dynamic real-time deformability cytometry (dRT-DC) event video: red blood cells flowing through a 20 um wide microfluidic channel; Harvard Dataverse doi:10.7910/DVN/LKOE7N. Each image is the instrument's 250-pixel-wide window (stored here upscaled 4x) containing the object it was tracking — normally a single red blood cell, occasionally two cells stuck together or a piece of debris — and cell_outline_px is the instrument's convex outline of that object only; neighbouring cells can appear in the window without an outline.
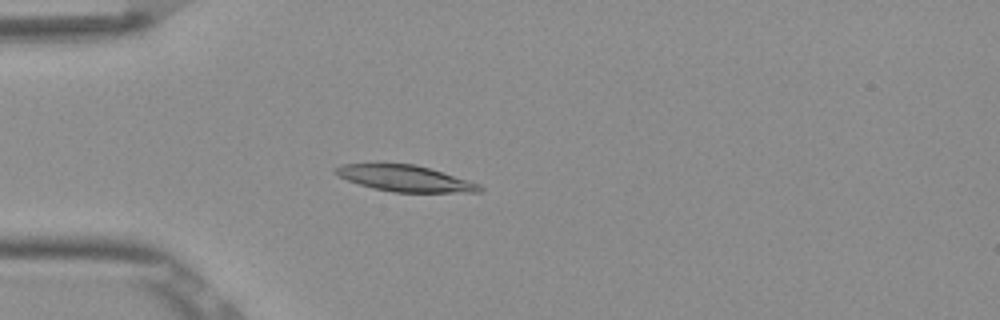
{"species": "Egyptian fruit bat (a non-hibernating species)", "species_latin": "Rousettus aegyptiacus", "temperature_condition": "room temperature", "stored_images_in_passage": 53, "camera_frame_rate_fps": 3000, "um_per_image_px": 0.085, "frame": {"image": 1, "passage_image": 15, "time_ms": 4.667, "image_size_px": [1000, 320], "cell_outline_px": [[484, 188], [480, 192], [392, 192], [372, 188], [348, 180], [332, 172], [332, 168], [344, 164], [416, 164], [480, 184]], "centroid_in_image_um": [34.41, 15.17], "position_along_channel_um": 50.6, "area_um2": 21.73}}
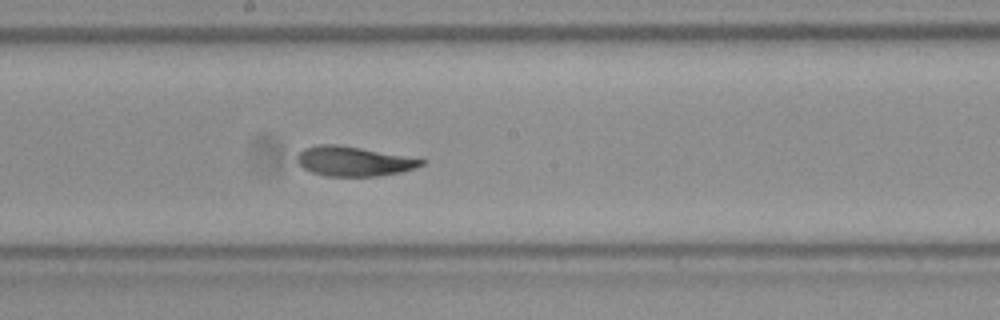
{"frame": {"image": 2, "passage_image": 29, "time_ms": 9.333, "image_size_px": [1000, 320], "cell_outline_px": [[428, 160], [424, 164], [416, 168], [400, 172], [380, 176], [328, 176], [312, 172], [304, 168], [296, 160], [296, 156], [304, 148], [320, 144], [336, 144], [420, 156]], "centroid_in_image_um": [30.21, 13.68], "position_along_channel_um": 218.0, "area_um2": 22.14}}
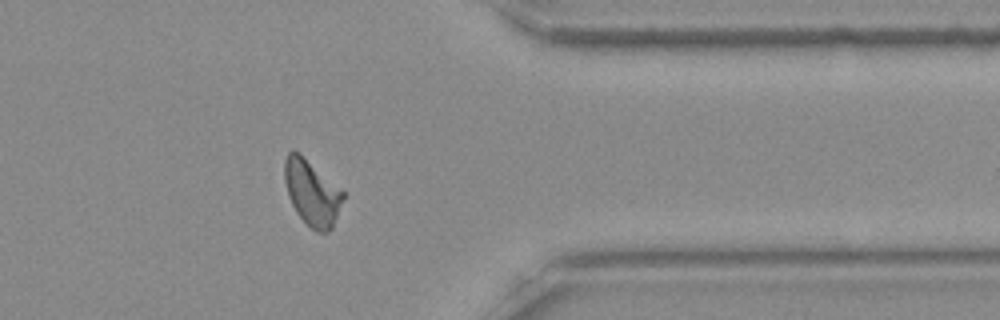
{"frame": {"image": 3, "passage_image": 43, "time_ms": 14.0, "image_size_px": [1000, 320], "cell_outline_px": [[344, 196], [332, 228], [328, 232], [316, 232], [296, 212], [288, 196], [284, 180], [284, 160], [288, 152], [292, 148], [300, 152], [344, 192]], "centroid_in_image_um": [26.48, 16.34], "position_along_channel_um": 384.9, "area_um2": 22.25}, "authors_computed_cell_mechanics": {"area_um2": 22.1374, "velocity_mm_per_s": 3.8453, "shape_relaxation_time_tau1_ms": 6.4067, "shape_relaxation_time_tau2_ms": 2.5476, "deformation_change_tau1": 0.1715, "deformation_change_tau2": 0.0937}}